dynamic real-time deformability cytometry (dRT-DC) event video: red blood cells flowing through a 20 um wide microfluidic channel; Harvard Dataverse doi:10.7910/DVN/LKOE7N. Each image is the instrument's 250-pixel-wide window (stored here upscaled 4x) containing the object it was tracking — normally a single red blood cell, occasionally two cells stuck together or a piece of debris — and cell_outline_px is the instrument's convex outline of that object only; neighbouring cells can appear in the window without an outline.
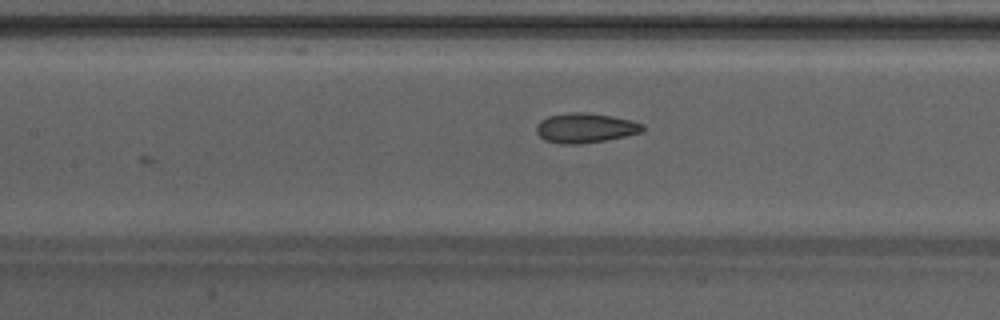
{"species": "Egyptian fruit bat (a non-hibernating species)", "species_latin": "Rousettus aegyptiacus", "temperature_condition": "warm", "stored_images_in_passage": 7, "camera_frame_rate_fps": 3000, "um_per_image_px": 0.085, "animal": {"sex": "male"}, "frame": {"image": 1, "passage_image": 7, "time_ms": 2.0, "image_size_px": [1000, 320], "cell_outline_px": [[644, 132], [604, 140], [580, 144], [560, 144], [544, 140], [536, 132], [536, 124], [540, 120], [548, 116], [568, 112], [584, 112], [612, 116], [644, 124]], "centroid_in_image_um": [49.71, 10.87], "position_along_channel_um": 157.7, "area_um2": 18.44}}